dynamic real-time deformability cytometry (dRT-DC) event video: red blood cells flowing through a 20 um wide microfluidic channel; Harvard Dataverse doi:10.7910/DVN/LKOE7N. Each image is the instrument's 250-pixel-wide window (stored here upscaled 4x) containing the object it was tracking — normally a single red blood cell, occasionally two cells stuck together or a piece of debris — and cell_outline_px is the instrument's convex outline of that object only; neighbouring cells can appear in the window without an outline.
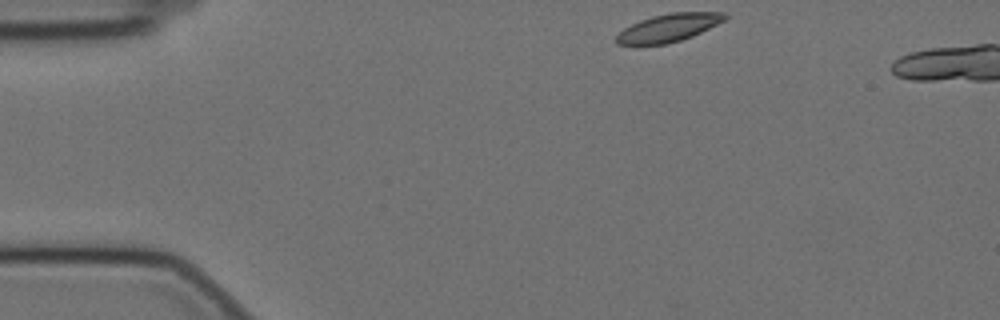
{"species": "Egyptian fruit bat (a non-hibernating species)", "species_latin": "Rousettus aegyptiacus", "temperature_condition": "cold", "stored_images_in_passage": 5, "camera_frame_rate_fps": 3000, "um_per_image_px": 0.085, "animal": {"sex": "female"}, "frame": {"image": 1, "passage_image": 1, "time_ms": 0.0, "image_size_px": [1000, 320], "cell_outline_px": [[728, 16], [724, 20], [692, 36], [680, 40], [664, 44], [616, 44], [616, 36], [624, 28], [640, 20], [652, 16], [672, 12], [724, 12]], "centroid_in_image_um": [56.82, 2.34], "position_along_channel_um": 28.2, "area_um2": 17.28}}